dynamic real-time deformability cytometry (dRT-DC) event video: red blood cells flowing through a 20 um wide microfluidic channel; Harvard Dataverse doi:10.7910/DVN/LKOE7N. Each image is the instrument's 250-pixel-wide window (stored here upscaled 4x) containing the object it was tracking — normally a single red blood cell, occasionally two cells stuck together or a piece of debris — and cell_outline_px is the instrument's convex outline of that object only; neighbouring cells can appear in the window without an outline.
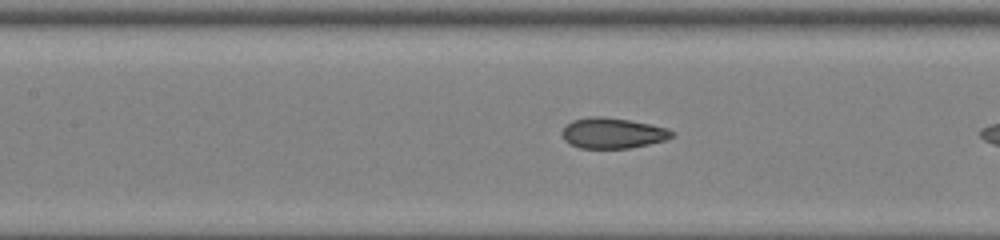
{"species": "common noctule bat (a hibernating species)", "species_latin": "Nyctalus noctula", "temperature_condition": "room temperature", "stored_images_in_passage": 25, "camera_frame_rate_fps": 3000, "um_per_image_px": 0.085, "animal": {"sex": "female", "body_mass_g": 22.0, "forearm_length_mm": 56.7}, "frame": {"image": 1, "passage_image": 8, "time_ms": 2.333, "image_size_px": [1000, 240], "cell_outline_px": [[676, 132], [672, 136], [664, 140], [648, 144], [628, 148], [580, 148], [564, 140], [564, 128], [572, 120], [588, 116], [600, 116], [628, 120], [668, 128]], "centroid_in_image_um": [52.09, 11.31], "position_along_channel_um": 155.3, "area_um2": 19.25}}
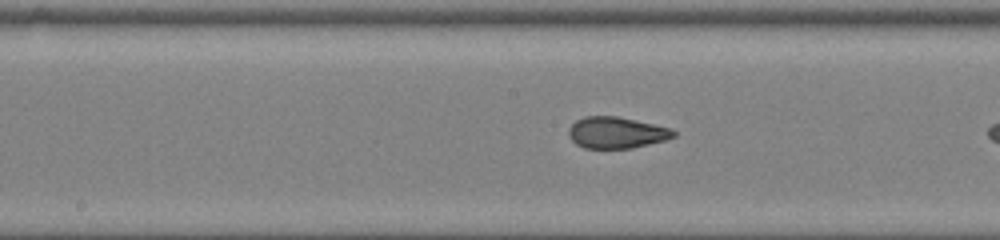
{"frame": {"image": 2, "passage_image": 11, "time_ms": 3.333, "image_size_px": [1000, 240], "cell_outline_px": [[676, 136], [664, 140], [632, 148], [584, 148], [576, 144], [572, 140], [568, 132], [568, 128], [576, 120], [584, 116], [616, 116], [672, 128], [676, 132]], "centroid_in_image_um": [52.39, 11.27], "position_along_channel_um": 195.8, "area_um2": 19.13}}